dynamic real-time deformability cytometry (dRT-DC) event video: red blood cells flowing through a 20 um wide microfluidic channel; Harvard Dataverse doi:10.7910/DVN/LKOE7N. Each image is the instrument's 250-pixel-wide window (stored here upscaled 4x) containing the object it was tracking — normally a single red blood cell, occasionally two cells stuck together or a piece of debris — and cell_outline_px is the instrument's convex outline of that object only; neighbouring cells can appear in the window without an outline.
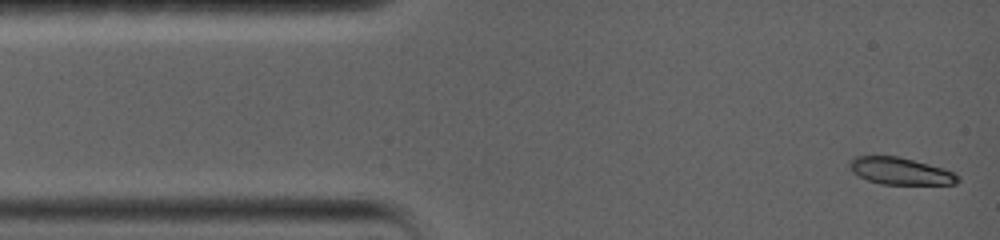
{"species": "common noctule bat (a hibernating species)", "species_latin": "Nyctalus noctula", "temperature_condition": "warm", "stored_images_in_passage": 4, "camera_frame_rate_fps": 5000, "um_per_image_px": 0.085, "animal": {"sex": "female", "body_mass_g": 19.0, "forearm_length_mm": 56.7}, "frame": {"image": 1, "passage_image": 1, "time_ms": 0.0, "image_size_px": [1000, 240], "cell_outline_px": [[960, 180], [956, 184], [880, 184], [868, 180], [852, 172], [848, 168], [848, 160], [852, 156], [896, 156], [944, 168], [960, 176]], "centroid_in_image_um": [76.49, 14.54], "position_along_channel_um": 8.5, "area_um2": 17.11}}
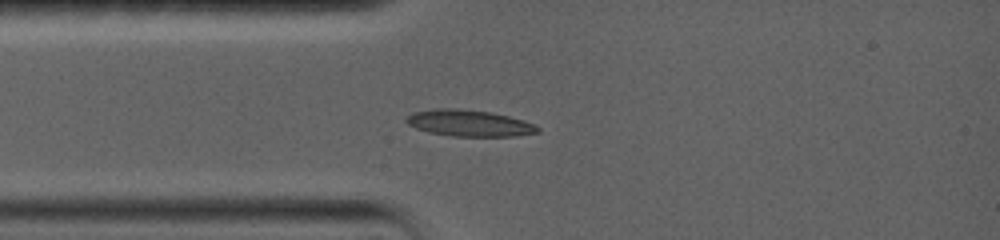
{"frame": {"image": 2, "passage_image": 4, "time_ms": 3.0, "image_size_px": [1000, 240], "cell_outline_px": [[540, 132], [516, 136], [452, 136], [428, 132], [416, 128], [408, 124], [404, 120], [412, 112], [432, 108], [460, 108], [492, 112], [524, 120], [536, 124], [540, 128]], "centroid_in_image_um": [39.89, 10.45], "position_along_channel_um": 45.1, "area_um2": 20.52}}